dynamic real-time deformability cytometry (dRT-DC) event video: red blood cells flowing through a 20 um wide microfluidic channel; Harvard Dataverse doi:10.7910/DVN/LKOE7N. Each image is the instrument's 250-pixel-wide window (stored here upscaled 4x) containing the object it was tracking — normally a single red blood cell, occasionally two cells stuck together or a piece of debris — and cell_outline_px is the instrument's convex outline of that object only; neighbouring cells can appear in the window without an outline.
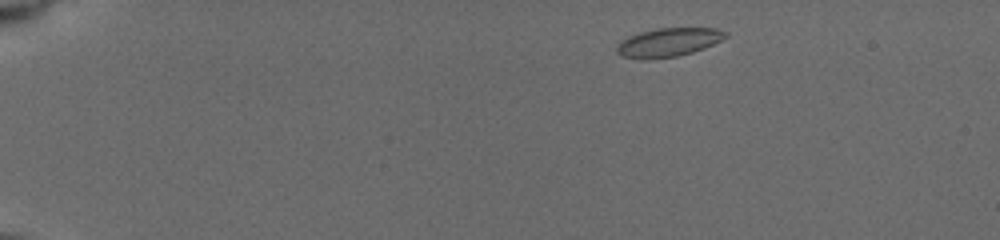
{"species": "common noctule bat (a hibernating species)", "species_latin": "Nyctalus noctula", "temperature_condition": "cold", "stored_images_in_passage": 43, "camera_frame_rate_fps": 3000, "um_per_image_px": 0.085, "animal": {"sex": "female", "body_mass_g": 19.5, "forearm_length_mm": 54.1}, "frame": {"image": 1, "passage_image": 2, "time_ms": 0.667, "image_size_px": [1000, 240], "cell_outline_px": [[728, 36], [704, 48], [692, 52], [676, 56], [648, 60], [640, 60], [620, 56], [616, 52], [616, 48], [628, 36], [640, 32], [656, 28], [716, 28], [728, 32]], "centroid_in_image_um": [56.79, 3.61], "position_along_channel_um": 28.2, "area_um2": 18.21}}
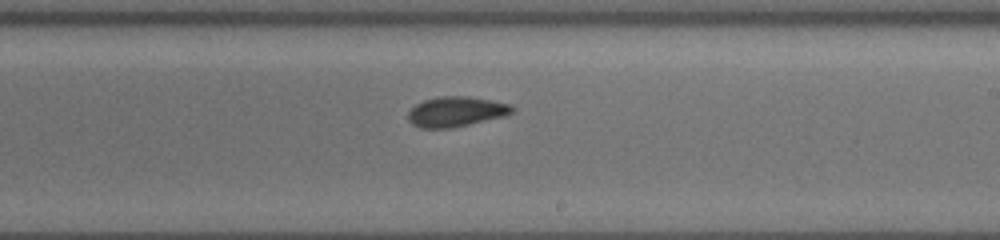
{"frame": {"image": 2, "passage_image": 25, "time_ms": 9.0, "image_size_px": [1000, 240], "cell_outline_px": [[512, 112], [504, 116], [452, 128], [420, 128], [412, 124], [408, 120], [408, 112], [416, 104], [424, 100], [444, 96], [468, 96], [508, 104], [512, 108]], "centroid_in_image_um": [38.7, 9.5], "position_along_channel_um": 250.3, "area_um2": 17.92}}
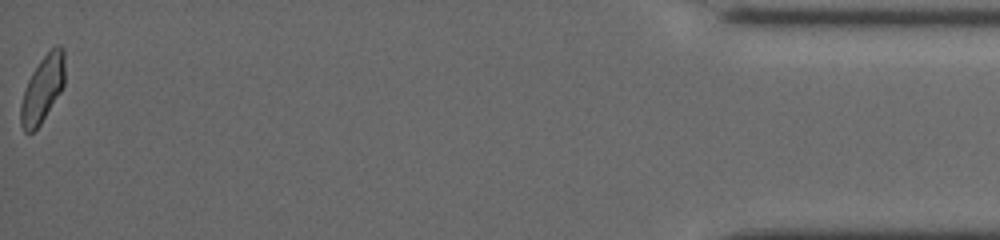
{"frame": {"image": 3, "passage_image": 43, "time_ms": 15.667, "image_size_px": [1000, 240], "cell_outline_px": [[64, 84], [60, 92], [40, 124], [32, 132], [24, 132], [20, 124], [20, 104], [28, 80], [32, 72], [40, 60], [56, 44], [60, 44], [64, 48]], "centroid_in_image_um": [3.61, 7.54], "position_along_channel_um": 431.6, "area_um2": 16.94}, "authors_computed_cell_mechanics": {"area_um2": 17.6868, "velocity_mm_per_s": 3.9077, "shape_relaxation_time_tau1_ms": 2.9467, "shape_relaxation_time_tau2_ms": 2.868, "deformation_change_tau1": 0.107, "deformation_change_tau2": 0.0782}}